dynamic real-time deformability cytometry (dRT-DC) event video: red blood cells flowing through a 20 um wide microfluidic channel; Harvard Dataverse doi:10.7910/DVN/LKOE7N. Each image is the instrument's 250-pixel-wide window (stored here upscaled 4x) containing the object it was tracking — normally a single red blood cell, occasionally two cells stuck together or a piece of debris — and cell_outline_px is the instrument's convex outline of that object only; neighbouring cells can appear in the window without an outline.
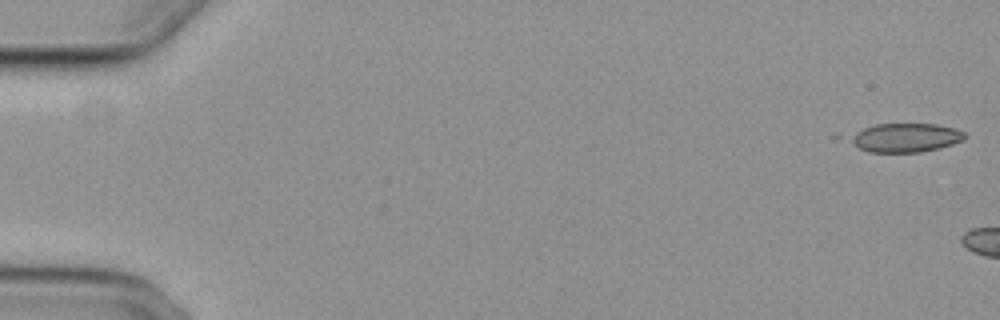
{"species": "common noctule bat (a hibernating species)", "species_latin": "Nyctalus noctula", "temperature_condition": "cold", "stored_images_in_passage": 11, "camera_frame_rate_fps": 3000, "um_per_image_px": 0.085, "animal": {"sex": "female", "body_mass_g": 29.2, "forearm_length_mm": 56.3}, "frame": {"image": 1, "passage_image": 1, "time_ms": 0.0, "image_size_px": [1000, 320], "cell_outline_px": [[968, 136], [964, 140], [952, 144], [920, 152], [868, 152], [860, 148], [848, 140], [848, 136], [864, 128], [876, 124], [936, 124], [952, 128], [964, 132]], "centroid_in_image_um": [76.96, 11.7], "position_along_channel_um": 8.0, "area_um2": 19.13}}
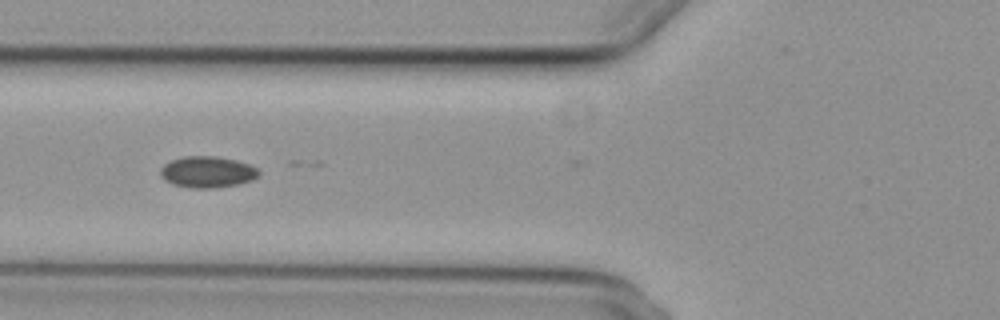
{"frame": {"image": 2, "passage_image": 7, "time_ms": 8.667, "image_size_px": [1000, 320], "cell_outline_px": [[260, 176], [252, 180], [236, 184], [212, 188], [192, 188], [172, 184], [164, 180], [160, 176], [160, 168], [164, 164], [172, 160], [184, 156], [216, 156], [236, 160], [248, 164], [256, 168], [260, 172]], "centroid_in_image_um": [17.61, 14.61], "position_along_channel_um": 108.2, "area_um2": 17.98}}
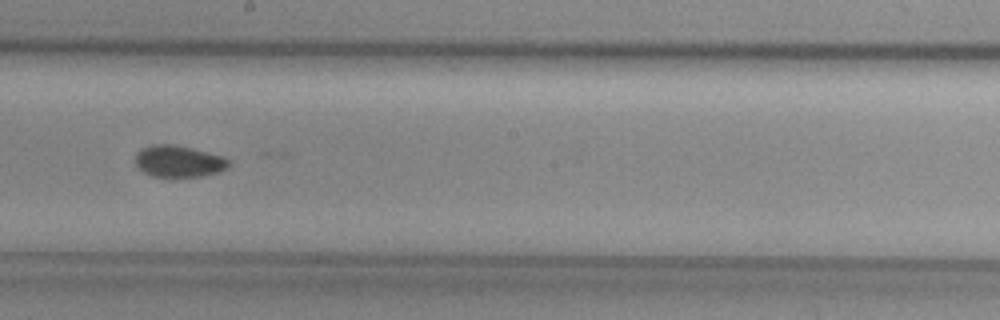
{"frame": {"image": 3, "passage_image": 10, "time_ms": 12.0, "image_size_px": [1000, 320], "cell_outline_px": [[232, 164], [228, 168], [220, 172], [200, 176], [172, 180], [168, 180], [152, 176], [144, 172], [136, 164], [136, 156], [144, 148], [152, 144], [172, 144], [192, 148], [220, 156], [228, 160]], "centroid_in_image_um": [15.21, 13.77], "position_along_channel_um": 233.0, "area_um2": 17.63}}